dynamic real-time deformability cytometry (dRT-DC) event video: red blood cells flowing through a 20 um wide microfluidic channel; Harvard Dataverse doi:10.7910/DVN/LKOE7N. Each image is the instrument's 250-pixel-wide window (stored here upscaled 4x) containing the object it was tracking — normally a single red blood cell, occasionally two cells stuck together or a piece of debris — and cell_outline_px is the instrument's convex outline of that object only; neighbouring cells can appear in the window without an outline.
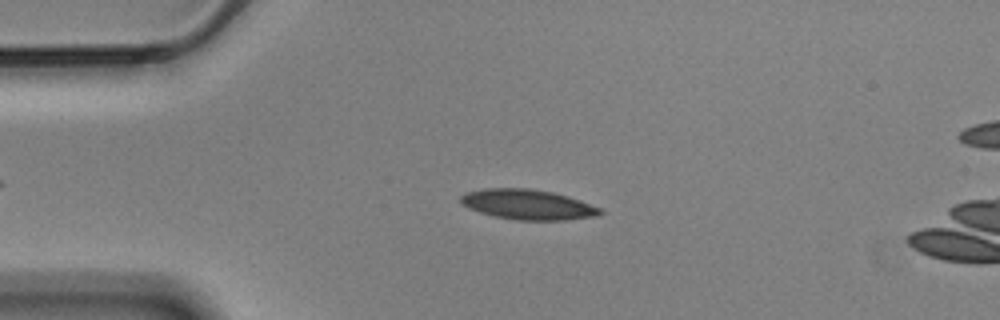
{"species": "Egyptian fruit bat (a non-hibernating species)", "species_latin": "Rousettus aegyptiacus", "temperature_condition": "cold", "stored_images_in_passage": 57, "camera_frame_rate_fps": 3000, "um_per_image_px": 0.085, "animal": {"sex": "male"}, "frame": {"image": 1, "passage_image": 12, "time_ms": 3.667, "image_size_px": [1000, 320], "cell_outline_px": [[604, 212], [596, 216], [564, 220], [516, 220], [496, 216], [480, 212], [468, 208], [460, 200], [460, 196], [464, 192], [484, 188], [528, 188], [552, 192], [568, 196], [580, 200], [600, 208]], "centroid_in_image_um": [44.85, 17.38], "position_along_channel_um": 40.2, "area_um2": 24.39}}
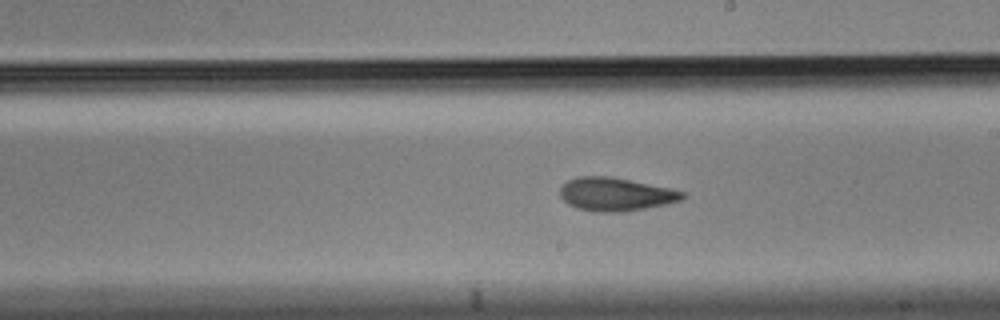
{"frame": {"image": 2, "passage_image": 31, "time_ms": 10.0, "image_size_px": [1000, 320], "cell_outline_px": [[684, 196], [680, 200], [664, 204], [624, 212], [600, 212], [576, 208], [568, 204], [560, 196], [560, 188], [568, 180], [576, 176], [608, 176], [668, 188], [684, 192]], "centroid_in_image_um": [52.26, 16.51], "position_along_channel_um": 236.7, "area_um2": 23.35}}
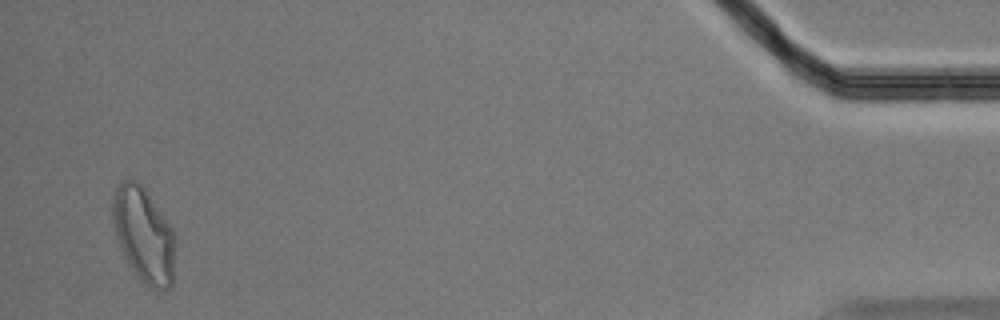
{"frame": {"image": 3, "passage_image": 54, "time_ms": 17.667, "image_size_px": [1000, 320], "cell_outline_px": [[172, 284], [168, 288], [148, 288], [140, 280], [132, 268], [116, 236], [112, 220], [112, 204], [116, 188], [120, 180], [136, 180], [144, 188], [172, 228]], "centroid_in_image_um": [12.17, 19.92], "position_along_channel_um": 423.0, "area_um2": 33.35}, "authors_computed_cell_mechanics": {"area_um2": 23.698, "velocity_mm_per_s": 3.5027, "shape_relaxation_time_tau1_ms": 4.6795, "shape_relaxation_time_tau2_ms": 3.5563, "deformation_change_tau1": 0.1333, "deformation_change_tau2": 0.1004}}